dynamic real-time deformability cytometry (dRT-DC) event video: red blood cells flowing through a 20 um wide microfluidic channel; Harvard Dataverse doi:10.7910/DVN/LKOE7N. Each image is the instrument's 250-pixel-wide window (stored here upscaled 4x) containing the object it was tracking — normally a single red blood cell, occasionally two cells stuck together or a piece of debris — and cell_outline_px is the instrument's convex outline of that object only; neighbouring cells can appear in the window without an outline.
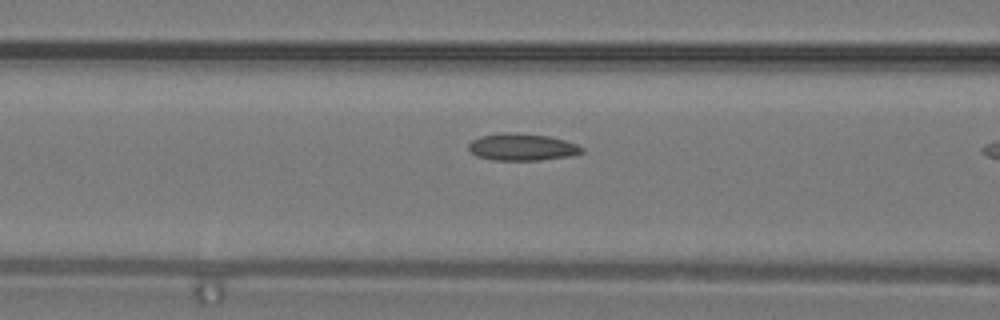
{"species": "common noctule bat (a hibernating species)", "species_latin": "Nyctalus noctula", "temperature_condition": "warm", "stored_images_in_passage": 11, "camera_frame_rate_fps": 3000, "um_per_image_px": 0.085, "animal": {"sex": "male", "body_mass_g": 19.2, "forearm_length_mm": 51.8}, "frame": {"image": 1, "passage_image": 10, "time_ms": 3.0, "image_size_px": [1000, 320], "cell_outline_px": [[584, 152], [572, 156], [540, 160], [492, 160], [476, 156], [468, 148], [468, 144], [472, 140], [480, 136], [504, 132], [508, 132], [548, 136], [564, 140], [576, 144], [584, 148]], "centroid_in_image_um": [44.38, 12.51], "position_along_channel_um": 122.2, "area_um2": 17.86}}